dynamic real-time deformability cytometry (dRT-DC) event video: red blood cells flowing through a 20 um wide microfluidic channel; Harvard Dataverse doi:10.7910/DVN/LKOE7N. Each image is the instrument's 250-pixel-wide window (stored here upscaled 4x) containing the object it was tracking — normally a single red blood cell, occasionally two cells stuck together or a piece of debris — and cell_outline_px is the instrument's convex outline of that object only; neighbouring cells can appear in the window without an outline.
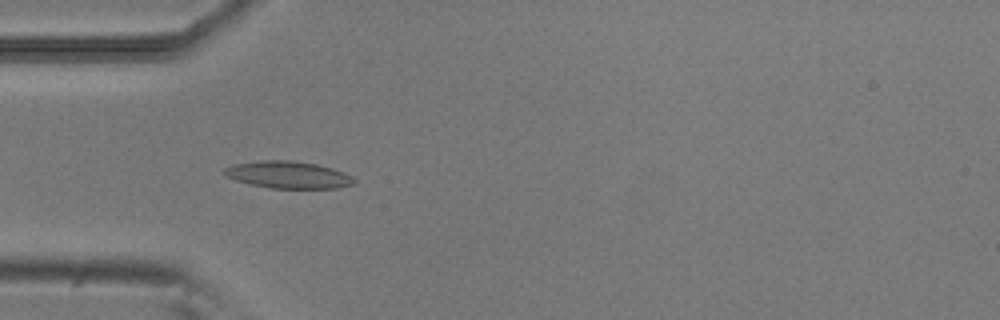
{"species": "common noctule bat (a hibernating species)", "species_latin": "Nyctalus noctula", "temperature_condition": "room temperature", "stored_images_in_passage": 46, "camera_frame_rate_fps": 3000, "um_per_image_px": 0.085, "animal": {"sex": "male", "body_mass_g": 20.5, "forearm_length_mm": 52.5}, "frame": {"image": 1, "passage_image": 15, "time_ms": 4.667, "image_size_px": [1000, 320], "cell_outline_px": [[356, 180], [352, 184], [336, 188], [268, 188], [236, 180], [228, 176], [224, 172], [224, 168], [232, 164], [264, 160], [292, 160], [316, 164], [332, 168], [344, 172], [352, 176]], "centroid_in_image_um": [24.51, 14.85], "position_along_channel_um": 60.5, "area_um2": 20.35}}
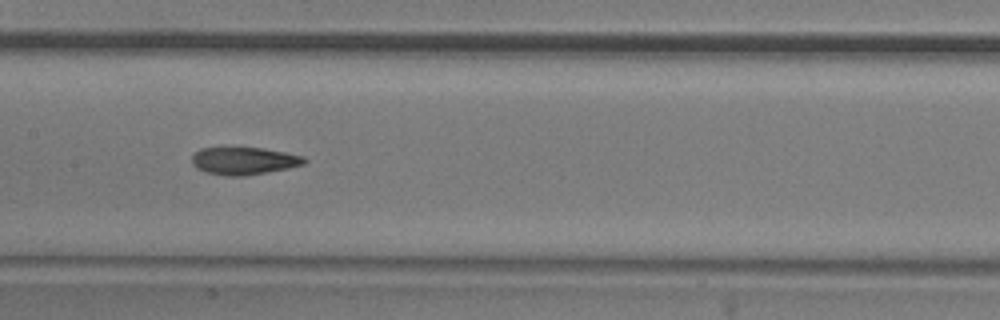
{"frame": {"image": 2, "passage_image": 25, "time_ms": 8.0, "image_size_px": [1000, 320], "cell_outline_px": [[308, 160], [304, 164], [288, 168], [268, 172], [244, 176], [224, 176], [204, 172], [196, 168], [192, 164], [192, 156], [200, 148], [264, 148], [304, 156]], "centroid_in_image_um": [20.73, 13.68], "position_along_channel_um": 186.7, "area_um2": 18.09}}
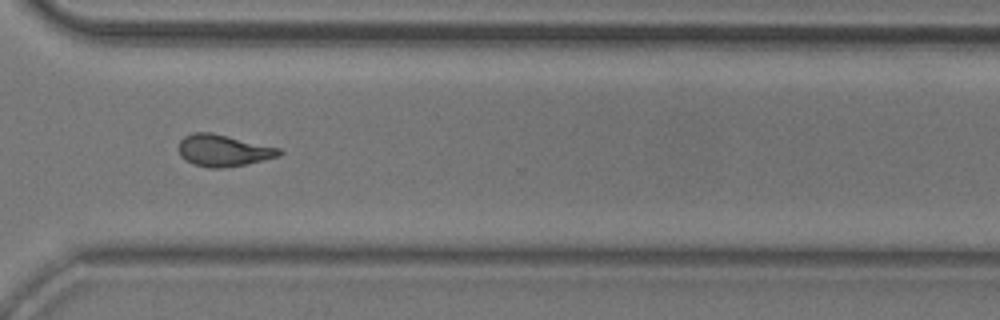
{"frame": {"image": 3, "passage_image": 38, "time_ms": 12.333, "image_size_px": [1000, 320], "cell_outline_px": [[284, 152], [280, 156], [244, 164], [224, 168], [208, 168], [192, 164], [184, 160], [180, 156], [176, 148], [180, 140], [184, 136], [192, 132], [212, 132], [280, 148]], "centroid_in_image_um": [18.93, 12.79], "position_along_channel_um": 351.7, "area_um2": 18.9}, "authors_computed_cell_mechanics": {"area_um2": 18.6116, "velocity_mm_per_s": 3.8169, "shape_relaxation_time_tau1_ms": null, "shape_relaxation_time_tau2_ms": 2.9905, "deformation_change_tau1": null, "deformation_change_tau2": 0.1096}}